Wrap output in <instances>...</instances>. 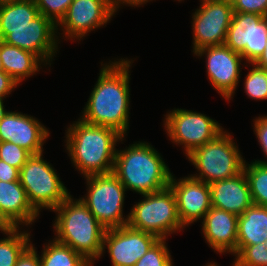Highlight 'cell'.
<instances>
[{"instance_id": "cell-1", "label": "cell", "mask_w": 267, "mask_h": 266, "mask_svg": "<svg viewBox=\"0 0 267 266\" xmlns=\"http://www.w3.org/2000/svg\"><path fill=\"white\" fill-rule=\"evenodd\" d=\"M100 63L98 80L91 90L80 119L90 124L113 128L125 137L129 130V83L134 60L121 58Z\"/></svg>"}, {"instance_id": "cell-2", "label": "cell", "mask_w": 267, "mask_h": 266, "mask_svg": "<svg viewBox=\"0 0 267 266\" xmlns=\"http://www.w3.org/2000/svg\"><path fill=\"white\" fill-rule=\"evenodd\" d=\"M65 148L74 168L84 177L111 173L118 142L125 137L110 127L82 119L67 126Z\"/></svg>"}, {"instance_id": "cell-3", "label": "cell", "mask_w": 267, "mask_h": 266, "mask_svg": "<svg viewBox=\"0 0 267 266\" xmlns=\"http://www.w3.org/2000/svg\"><path fill=\"white\" fill-rule=\"evenodd\" d=\"M125 148L117 149L112 173L127 191L143 195L169 187L172 173L150 143L138 141Z\"/></svg>"}, {"instance_id": "cell-4", "label": "cell", "mask_w": 267, "mask_h": 266, "mask_svg": "<svg viewBox=\"0 0 267 266\" xmlns=\"http://www.w3.org/2000/svg\"><path fill=\"white\" fill-rule=\"evenodd\" d=\"M52 212L56 213L54 239L71 247L94 265L102 255L106 228L80 198L74 199L71 194Z\"/></svg>"}, {"instance_id": "cell-5", "label": "cell", "mask_w": 267, "mask_h": 266, "mask_svg": "<svg viewBox=\"0 0 267 266\" xmlns=\"http://www.w3.org/2000/svg\"><path fill=\"white\" fill-rule=\"evenodd\" d=\"M232 137L230 132L224 130L212 141L193 150L186 159L198 173L190 176L210 185L241 173L245 158Z\"/></svg>"}, {"instance_id": "cell-6", "label": "cell", "mask_w": 267, "mask_h": 266, "mask_svg": "<svg viewBox=\"0 0 267 266\" xmlns=\"http://www.w3.org/2000/svg\"><path fill=\"white\" fill-rule=\"evenodd\" d=\"M141 196L143 199L135 203L128 213V225L131 228L150 233L158 239H168L170 234L185 229L180 221L176 197L170 186Z\"/></svg>"}, {"instance_id": "cell-7", "label": "cell", "mask_w": 267, "mask_h": 266, "mask_svg": "<svg viewBox=\"0 0 267 266\" xmlns=\"http://www.w3.org/2000/svg\"><path fill=\"white\" fill-rule=\"evenodd\" d=\"M43 153L32 154L19 173L28 201L39 214L42 209L52 211L70 195Z\"/></svg>"}, {"instance_id": "cell-8", "label": "cell", "mask_w": 267, "mask_h": 266, "mask_svg": "<svg viewBox=\"0 0 267 266\" xmlns=\"http://www.w3.org/2000/svg\"><path fill=\"white\" fill-rule=\"evenodd\" d=\"M84 180L87 192L80 199L96 219L106 229L128 225L129 214L123 215L127 190L119 179L111 172L84 177Z\"/></svg>"}, {"instance_id": "cell-9", "label": "cell", "mask_w": 267, "mask_h": 266, "mask_svg": "<svg viewBox=\"0 0 267 266\" xmlns=\"http://www.w3.org/2000/svg\"><path fill=\"white\" fill-rule=\"evenodd\" d=\"M163 122L169 140L174 145H181L185 156L224 131L220 123L206 114L181 108L167 111Z\"/></svg>"}, {"instance_id": "cell-10", "label": "cell", "mask_w": 267, "mask_h": 266, "mask_svg": "<svg viewBox=\"0 0 267 266\" xmlns=\"http://www.w3.org/2000/svg\"><path fill=\"white\" fill-rule=\"evenodd\" d=\"M0 40L35 54L49 67L60 43L56 25L41 13L25 27L0 28Z\"/></svg>"}, {"instance_id": "cell-11", "label": "cell", "mask_w": 267, "mask_h": 266, "mask_svg": "<svg viewBox=\"0 0 267 266\" xmlns=\"http://www.w3.org/2000/svg\"><path fill=\"white\" fill-rule=\"evenodd\" d=\"M192 13V52L215 45H223L233 17L231 1L202 0Z\"/></svg>"}, {"instance_id": "cell-12", "label": "cell", "mask_w": 267, "mask_h": 266, "mask_svg": "<svg viewBox=\"0 0 267 266\" xmlns=\"http://www.w3.org/2000/svg\"><path fill=\"white\" fill-rule=\"evenodd\" d=\"M205 57L207 78L211 85L226 101L232 100L241 78V64L244 60L240 53L223 45L203 47L193 53Z\"/></svg>"}, {"instance_id": "cell-13", "label": "cell", "mask_w": 267, "mask_h": 266, "mask_svg": "<svg viewBox=\"0 0 267 266\" xmlns=\"http://www.w3.org/2000/svg\"><path fill=\"white\" fill-rule=\"evenodd\" d=\"M267 43V16L234 12L225 45L240 53L247 64H253Z\"/></svg>"}, {"instance_id": "cell-14", "label": "cell", "mask_w": 267, "mask_h": 266, "mask_svg": "<svg viewBox=\"0 0 267 266\" xmlns=\"http://www.w3.org/2000/svg\"><path fill=\"white\" fill-rule=\"evenodd\" d=\"M115 13L105 0H73L65 15L56 25L58 40H82L91 31L110 23ZM63 33L58 32L59 30ZM65 36V37H64Z\"/></svg>"}, {"instance_id": "cell-15", "label": "cell", "mask_w": 267, "mask_h": 266, "mask_svg": "<svg viewBox=\"0 0 267 266\" xmlns=\"http://www.w3.org/2000/svg\"><path fill=\"white\" fill-rule=\"evenodd\" d=\"M158 240L156 236L129 225L109 228L104 233L101 257L108 252L112 266H135Z\"/></svg>"}, {"instance_id": "cell-16", "label": "cell", "mask_w": 267, "mask_h": 266, "mask_svg": "<svg viewBox=\"0 0 267 266\" xmlns=\"http://www.w3.org/2000/svg\"><path fill=\"white\" fill-rule=\"evenodd\" d=\"M169 186L175 194L182 225L186 228L202 221L212 207L209 184L190 175L176 179L172 173Z\"/></svg>"}, {"instance_id": "cell-17", "label": "cell", "mask_w": 267, "mask_h": 266, "mask_svg": "<svg viewBox=\"0 0 267 266\" xmlns=\"http://www.w3.org/2000/svg\"><path fill=\"white\" fill-rule=\"evenodd\" d=\"M49 136L46 126L36 117L25 113L8 111L0 121V142L15 143L31 154L42 153Z\"/></svg>"}, {"instance_id": "cell-18", "label": "cell", "mask_w": 267, "mask_h": 266, "mask_svg": "<svg viewBox=\"0 0 267 266\" xmlns=\"http://www.w3.org/2000/svg\"><path fill=\"white\" fill-rule=\"evenodd\" d=\"M200 223L203 237L214 252L237 256L238 215L211 207Z\"/></svg>"}, {"instance_id": "cell-19", "label": "cell", "mask_w": 267, "mask_h": 266, "mask_svg": "<svg viewBox=\"0 0 267 266\" xmlns=\"http://www.w3.org/2000/svg\"><path fill=\"white\" fill-rule=\"evenodd\" d=\"M0 215L12 227H31L39 213L29 203L20 180L0 181Z\"/></svg>"}, {"instance_id": "cell-20", "label": "cell", "mask_w": 267, "mask_h": 266, "mask_svg": "<svg viewBox=\"0 0 267 266\" xmlns=\"http://www.w3.org/2000/svg\"><path fill=\"white\" fill-rule=\"evenodd\" d=\"M209 187L212 207L239 216L253 204L244 171L230 179L211 183Z\"/></svg>"}, {"instance_id": "cell-21", "label": "cell", "mask_w": 267, "mask_h": 266, "mask_svg": "<svg viewBox=\"0 0 267 266\" xmlns=\"http://www.w3.org/2000/svg\"><path fill=\"white\" fill-rule=\"evenodd\" d=\"M0 58L4 72L19 85L25 79L36 75L46 65L33 53L0 40ZM42 66V67H41Z\"/></svg>"}, {"instance_id": "cell-22", "label": "cell", "mask_w": 267, "mask_h": 266, "mask_svg": "<svg viewBox=\"0 0 267 266\" xmlns=\"http://www.w3.org/2000/svg\"><path fill=\"white\" fill-rule=\"evenodd\" d=\"M267 240V206L252 204L238 216L237 255L248 245Z\"/></svg>"}, {"instance_id": "cell-23", "label": "cell", "mask_w": 267, "mask_h": 266, "mask_svg": "<svg viewBox=\"0 0 267 266\" xmlns=\"http://www.w3.org/2000/svg\"><path fill=\"white\" fill-rule=\"evenodd\" d=\"M22 231H21V230ZM6 235L0 239V266H15L18 258L31 245V231L22 227L0 229Z\"/></svg>"}, {"instance_id": "cell-24", "label": "cell", "mask_w": 267, "mask_h": 266, "mask_svg": "<svg viewBox=\"0 0 267 266\" xmlns=\"http://www.w3.org/2000/svg\"><path fill=\"white\" fill-rule=\"evenodd\" d=\"M40 14L34 0H16L0 4V28H21Z\"/></svg>"}, {"instance_id": "cell-25", "label": "cell", "mask_w": 267, "mask_h": 266, "mask_svg": "<svg viewBox=\"0 0 267 266\" xmlns=\"http://www.w3.org/2000/svg\"><path fill=\"white\" fill-rule=\"evenodd\" d=\"M41 252V266H94L83 255L54 238L43 244Z\"/></svg>"}, {"instance_id": "cell-26", "label": "cell", "mask_w": 267, "mask_h": 266, "mask_svg": "<svg viewBox=\"0 0 267 266\" xmlns=\"http://www.w3.org/2000/svg\"><path fill=\"white\" fill-rule=\"evenodd\" d=\"M243 171L247 177L253 204L267 206V165L256 161L244 162Z\"/></svg>"}, {"instance_id": "cell-27", "label": "cell", "mask_w": 267, "mask_h": 266, "mask_svg": "<svg viewBox=\"0 0 267 266\" xmlns=\"http://www.w3.org/2000/svg\"><path fill=\"white\" fill-rule=\"evenodd\" d=\"M251 66L244 81V92L252 100L267 99V70L258 68L254 64Z\"/></svg>"}, {"instance_id": "cell-28", "label": "cell", "mask_w": 267, "mask_h": 266, "mask_svg": "<svg viewBox=\"0 0 267 266\" xmlns=\"http://www.w3.org/2000/svg\"><path fill=\"white\" fill-rule=\"evenodd\" d=\"M135 266H174L166 239H159L154 243Z\"/></svg>"}, {"instance_id": "cell-29", "label": "cell", "mask_w": 267, "mask_h": 266, "mask_svg": "<svg viewBox=\"0 0 267 266\" xmlns=\"http://www.w3.org/2000/svg\"><path fill=\"white\" fill-rule=\"evenodd\" d=\"M232 266H267V240L246 246L234 258Z\"/></svg>"}, {"instance_id": "cell-30", "label": "cell", "mask_w": 267, "mask_h": 266, "mask_svg": "<svg viewBox=\"0 0 267 266\" xmlns=\"http://www.w3.org/2000/svg\"><path fill=\"white\" fill-rule=\"evenodd\" d=\"M32 154L11 142H0V159L14 168L21 169Z\"/></svg>"}, {"instance_id": "cell-31", "label": "cell", "mask_w": 267, "mask_h": 266, "mask_svg": "<svg viewBox=\"0 0 267 266\" xmlns=\"http://www.w3.org/2000/svg\"><path fill=\"white\" fill-rule=\"evenodd\" d=\"M39 12L57 25L73 0H34Z\"/></svg>"}, {"instance_id": "cell-32", "label": "cell", "mask_w": 267, "mask_h": 266, "mask_svg": "<svg viewBox=\"0 0 267 266\" xmlns=\"http://www.w3.org/2000/svg\"><path fill=\"white\" fill-rule=\"evenodd\" d=\"M231 2L234 12L267 16V0H232Z\"/></svg>"}, {"instance_id": "cell-33", "label": "cell", "mask_w": 267, "mask_h": 266, "mask_svg": "<svg viewBox=\"0 0 267 266\" xmlns=\"http://www.w3.org/2000/svg\"><path fill=\"white\" fill-rule=\"evenodd\" d=\"M253 124H254L253 132L256 135V138L258 139L263 154L267 158V115L263 114L259 117H256L253 120ZM255 161L267 165V159L266 160L255 159Z\"/></svg>"}, {"instance_id": "cell-34", "label": "cell", "mask_w": 267, "mask_h": 266, "mask_svg": "<svg viewBox=\"0 0 267 266\" xmlns=\"http://www.w3.org/2000/svg\"><path fill=\"white\" fill-rule=\"evenodd\" d=\"M34 245L31 241V245L18 258L15 266H41L37 248Z\"/></svg>"}, {"instance_id": "cell-35", "label": "cell", "mask_w": 267, "mask_h": 266, "mask_svg": "<svg viewBox=\"0 0 267 266\" xmlns=\"http://www.w3.org/2000/svg\"><path fill=\"white\" fill-rule=\"evenodd\" d=\"M19 84L7 73L0 71V98L6 99Z\"/></svg>"}, {"instance_id": "cell-36", "label": "cell", "mask_w": 267, "mask_h": 266, "mask_svg": "<svg viewBox=\"0 0 267 266\" xmlns=\"http://www.w3.org/2000/svg\"><path fill=\"white\" fill-rule=\"evenodd\" d=\"M20 170L0 159V181L14 182L19 180Z\"/></svg>"}, {"instance_id": "cell-37", "label": "cell", "mask_w": 267, "mask_h": 266, "mask_svg": "<svg viewBox=\"0 0 267 266\" xmlns=\"http://www.w3.org/2000/svg\"><path fill=\"white\" fill-rule=\"evenodd\" d=\"M109 8L116 14L122 8L121 5L140 7L149 2V0H105Z\"/></svg>"}, {"instance_id": "cell-38", "label": "cell", "mask_w": 267, "mask_h": 266, "mask_svg": "<svg viewBox=\"0 0 267 266\" xmlns=\"http://www.w3.org/2000/svg\"><path fill=\"white\" fill-rule=\"evenodd\" d=\"M253 64L258 68L267 70V43L265 45L264 52L259 56V58Z\"/></svg>"}, {"instance_id": "cell-39", "label": "cell", "mask_w": 267, "mask_h": 266, "mask_svg": "<svg viewBox=\"0 0 267 266\" xmlns=\"http://www.w3.org/2000/svg\"><path fill=\"white\" fill-rule=\"evenodd\" d=\"M4 100L5 99L0 98V121L8 113V111L6 110V108L4 106Z\"/></svg>"}, {"instance_id": "cell-40", "label": "cell", "mask_w": 267, "mask_h": 266, "mask_svg": "<svg viewBox=\"0 0 267 266\" xmlns=\"http://www.w3.org/2000/svg\"><path fill=\"white\" fill-rule=\"evenodd\" d=\"M12 226L0 215V229H8Z\"/></svg>"}, {"instance_id": "cell-41", "label": "cell", "mask_w": 267, "mask_h": 266, "mask_svg": "<svg viewBox=\"0 0 267 266\" xmlns=\"http://www.w3.org/2000/svg\"><path fill=\"white\" fill-rule=\"evenodd\" d=\"M205 266H219L216 262L211 261L210 263L205 264Z\"/></svg>"}, {"instance_id": "cell-42", "label": "cell", "mask_w": 267, "mask_h": 266, "mask_svg": "<svg viewBox=\"0 0 267 266\" xmlns=\"http://www.w3.org/2000/svg\"><path fill=\"white\" fill-rule=\"evenodd\" d=\"M12 1H16V0H0V4L5 3V2H12Z\"/></svg>"}, {"instance_id": "cell-43", "label": "cell", "mask_w": 267, "mask_h": 266, "mask_svg": "<svg viewBox=\"0 0 267 266\" xmlns=\"http://www.w3.org/2000/svg\"><path fill=\"white\" fill-rule=\"evenodd\" d=\"M0 71H4L1 58H0Z\"/></svg>"}, {"instance_id": "cell-44", "label": "cell", "mask_w": 267, "mask_h": 266, "mask_svg": "<svg viewBox=\"0 0 267 266\" xmlns=\"http://www.w3.org/2000/svg\"><path fill=\"white\" fill-rule=\"evenodd\" d=\"M151 1H153V0H149V2H151ZM176 1V0H175ZM178 2H182V1H184V0H177Z\"/></svg>"}]
</instances>
